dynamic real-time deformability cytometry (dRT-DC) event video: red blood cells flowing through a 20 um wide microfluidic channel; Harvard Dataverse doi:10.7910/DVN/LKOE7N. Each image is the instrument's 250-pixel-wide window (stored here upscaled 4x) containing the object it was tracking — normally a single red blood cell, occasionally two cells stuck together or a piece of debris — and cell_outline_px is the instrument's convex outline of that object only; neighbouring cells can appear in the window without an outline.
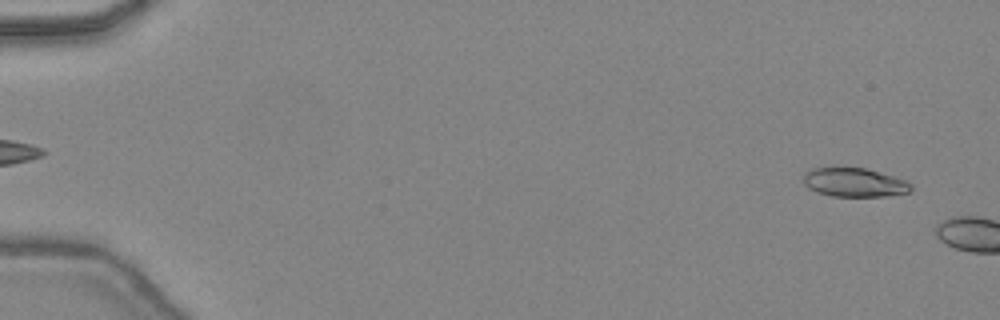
{"species": "common noctule bat (a hibernating species)", "species_latin": "Nyctalus noctula", "temperature_condition": "warm", "stored_images_in_passage": 5, "camera_frame_rate_fps": 3000, "um_per_image_px": 0.085, "animal": {"sex": "female", "body_mass_g": 24.6, "forearm_length_mm": 56.2}, "frame": {"image": 1, "passage_image": 2, "time_ms": 0.333, "image_size_px": [1000, 320], "cell_outline_px": [[912, 188], [908, 192], [884, 196], [832, 196], [816, 192], [808, 188], [804, 184], [804, 172], [812, 168], [864, 168], [892, 176], [904, 180], [912, 184]], "centroid_in_image_um": [72.58, 15.51], "position_along_channel_um": 12.4, "area_um2": 17.86}}